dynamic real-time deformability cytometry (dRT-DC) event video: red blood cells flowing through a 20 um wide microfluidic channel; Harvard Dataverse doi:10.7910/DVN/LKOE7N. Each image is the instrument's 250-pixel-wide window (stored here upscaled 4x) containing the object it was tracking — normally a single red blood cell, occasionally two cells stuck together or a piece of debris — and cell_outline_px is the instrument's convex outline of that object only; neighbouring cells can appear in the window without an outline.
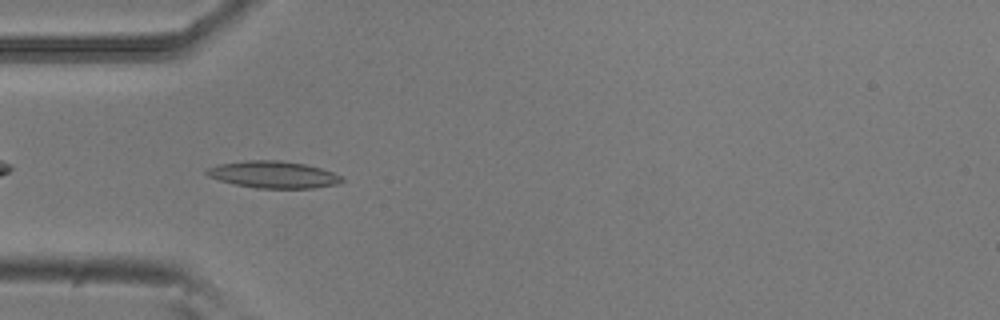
{"species": "common noctule bat (a hibernating species)", "species_latin": "Nyctalus noctula", "temperature_condition": "room temperature", "stored_images_in_passage": 40, "camera_frame_rate_fps": 3000, "um_per_image_px": 0.085, "animal": {"sex": "male", "body_mass_g": 20.5, "forearm_length_mm": 52.5}, "frame": {"image": 1, "passage_image": 3, "time_ms": 0.667, "image_size_px": [1000, 320], "cell_outline_px": [[344, 180], [336, 184], [312, 188], [256, 188], [236, 184], [220, 180], [208, 176], [204, 172], [208, 168], [220, 164], [244, 160], [280, 160], [304, 164], [320, 168], [332, 172], [340, 176]], "centroid_in_image_um": [23.21, 14.83], "position_along_channel_um": 61.8, "area_um2": 20.98}}
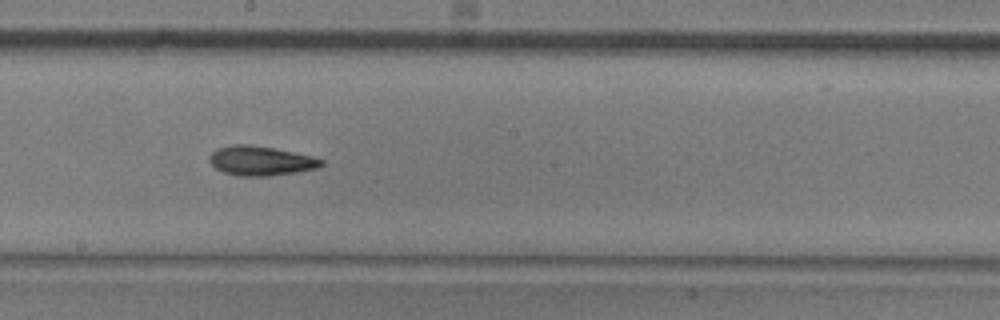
{"frame": {"image": 2, "passage_image": 16, "time_ms": 5.0, "image_size_px": [1000, 320], "cell_outline_px": [[324, 164], [320, 168], [296, 172], [268, 176], [236, 176], [224, 172], [216, 168], [208, 160], [208, 156], [216, 148], [232, 144], [248, 144], [272, 148], [312, 156], [324, 160]], "centroid_in_image_um": [22.15, 13.67], "position_along_channel_um": 226.0, "area_um2": 19.31}}
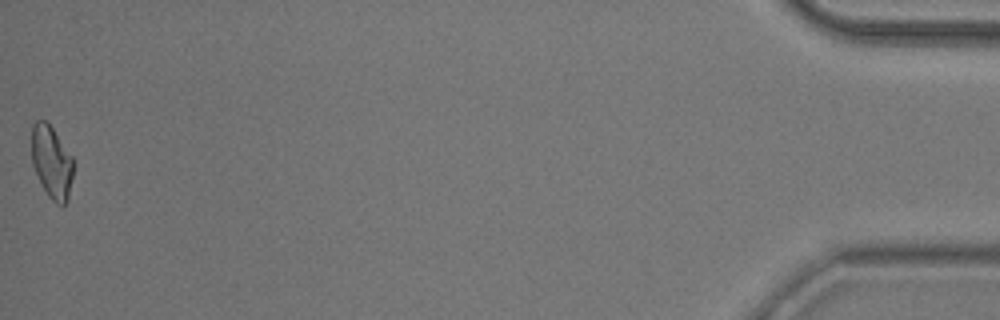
{"frame": {"image": 3, "passage_image": 40, "time_ms": 13.0, "image_size_px": [1000, 320], "cell_outline_px": [[72, 176], [68, 200], [64, 204], [56, 204], [48, 196], [32, 164], [32, 124], [36, 120], [44, 120], [52, 128], [72, 156]], "centroid_in_image_um": [4.38, 13.77], "position_along_channel_um": 430.8, "area_um2": 17.28}, "authors_computed_cell_mechanics": {"area_um2": 18.5538, "velocity_mm_per_s": 3.799, "shape_relaxation_time_tau1_ms": 7.6912, "shape_relaxation_time_tau2_ms": 7.7115, "deformation_change_tau1": 0.1814, "deformation_change_tau2": 0.1807}}